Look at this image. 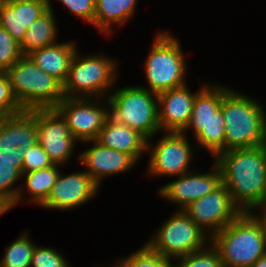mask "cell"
<instances>
[{"label": "cell", "instance_id": "obj_1", "mask_svg": "<svg viewBox=\"0 0 266 267\" xmlns=\"http://www.w3.org/2000/svg\"><path fill=\"white\" fill-rule=\"evenodd\" d=\"M222 183L242 212L266 205V144L219 153Z\"/></svg>", "mask_w": 266, "mask_h": 267}, {"label": "cell", "instance_id": "obj_2", "mask_svg": "<svg viewBox=\"0 0 266 267\" xmlns=\"http://www.w3.org/2000/svg\"><path fill=\"white\" fill-rule=\"evenodd\" d=\"M225 151L266 144V116L262 107L245 95L223 88Z\"/></svg>", "mask_w": 266, "mask_h": 267}, {"label": "cell", "instance_id": "obj_3", "mask_svg": "<svg viewBox=\"0 0 266 267\" xmlns=\"http://www.w3.org/2000/svg\"><path fill=\"white\" fill-rule=\"evenodd\" d=\"M250 212H242L211 237L224 267H251L266 254V238L260 222Z\"/></svg>", "mask_w": 266, "mask_h": 267}, {"label": "cell", "instance_id": "obj_4", "mask_svg": "<svg viewBox=\"0 0 266 267\" xmlns=\"http://www.w3.org/2000/svg\"><path fill=\"white\" fill-rule=\"evenodd\" d=\"M23 110L55 108L65 97L63 84L23 55L6 71Z\"/></svg>", "mask_w": 266, "mask_h": 267}, {"label": "cell", "instance_id": "obj_5", "mask_svg": "<svg viewBox=\"0 0 266 267\" xmlns=\"http://www.w3.org/2000/svg\"><path fill=\"white\" fill-rule=\"evenodd\" d=\"M155 98L156 93L142 86L121 88L107 99L111 108L109 116L149 140L160 131L158 99L155 102Z\"/></svg>", "mask_w": 266, "mask_h": 267}, {"label": "cell", "instance_id": "obj_6", "mask_svg": "<svg viewBox=\"0 0 266 267\" xmlns=\"http://www.w3.org/2000/svg\"><path fill=\"white\" fill-rule=\"evenodd\" d=\"M179 41L168 33H159L146 59L149 91L159 94L185 85V60Z\"/></svg>", "mask_w": 266, "mask_h": 267}, {"label": "cell", "instance_id": "obj_7", "mask_svg": "<svg viewBox=\"0 0 266 267\" xmlns=\"http://www.w3.org/2000/svg\"><path fill=\"white\" fill-rule=\"evenodd\" d=\"M78 58V53L75 52L67 79L63 84L65 97L89 98L92 95L100 96L107 88L112 86L117 76L114 61L104 56ZM78 92L79 94L81 92V94L79 95Z\"/></svg>", "mask_w": 266, "mask_h": 267}, {"label": "cell", "instance_id": "obj_8", "mask_svg": "<svg viewBox=\"0 0 266 267\" xmlns=\"http://www.w3.org/2000/svg\"><path fill=\"white\" fill-rule=\"evenodd\" d=\"M205 233L185 211L181 210L173 214L146 245L165 258L179 259L206 247Z\"/></svg>", "mask_w": 266, "mask_h": 267}, {"label": "cell", "instance_id": "obj_9", "mask_svg": "<svg viewBox=\"0 0 266 267\" xmlns=\"http://www.w3.org/2000/svg\"><path fill=\"white\" fill-rule=\"evenodd\" d=\"M183 211L205 232L209 238L236 219L242 211L233 202L231 193L222 183L218 188L188 205Z\"/></svg>", "mask_w": 266, "mask_h": 267}, {"label": "cell", "instance_id": "obj_10", "mask_svg": "<svg viewBox=\"0 0 266 267\" xmlns=\"http://www.w3.org/2000/svg\"><path fill=\"white\" fill-rule=\"evenodd\" d=\"M27 147H16L13 139V115L0 117V198L11 207L19 203L21 189L12 185L22 176L24 153ZM13 189V190H12Z\"/></svg>", "mask_w": 266, "mask_h": 267}, {"label": "cell", "instance_id": "obj_11", "mask_svg": "<svg viewBox=\"0 0 266 267\" xmlns=\"http://www.w3.org/2000/svg\"><path fill=\"white\" fill-rule=\"evenodd\" d=\"M91 101L89 98L64 97L55 107L65 119L70 133L79 141L97 140L109 117V111Z\"/></svg>", "mask_w": 266, "mask_h": 267}, {"label": "cell", "instance_id": "obj_12", "mask_svg": "<svg viewBox=\"0 0 266 267\" xmlns=\"http://www.w3.org/2000/svg\"><path fill=\"white\" fill-rule=\"evenodd\" d=\"M38 143L53 164L65 163L73 151L76 139L65 119L55 108L37 109Z\"/></svg>", "mask_w": 266, "mask_h": 267}, {"label": "cell", "instance_id": "obj_13", "mask_svg": "<svg viewBox=\"0 0 266 267\" xmlns=\"http://www.w3.org/2000/svg\"><path fill=\"white\" fill-rule=\"evenodd\" d=\"M192 151L185 133L168 132L152 148L149 173L153 175H183L189 171Z\"/></svg>", "mask_w": 266, "mask_h": 267}, {"label": "cell", "instance_id": "obj_14", "mask_svg": "<svg viewBox=\"0 0 266 267\" xmlns=\"http://www.w3.org/2000/svg\"><path fill=\"white\" fill-rule=\"evenodd\" d=\"M222 184L220 167L215 162V169L205 174L187 172L178 180L166 184L160 194L171 202H175L184 210L188 205L214 191Z\"/></svg>", "mask_w": 266, "mask_h": 267}, {"label": "cell", "instance_id": "obj_15", "mask_svg": "<svg viewBox=\"0 0 266 267\" xmlns=\"http://www.w3.org/2000/svg\"><path fill=\"white\" fill-rule=\"evenodd\" d=\"M98 187L86 171L65 177L59 172L47 200L41 206L51 209L78 207L94 196Z\"/></svg>", "mask_w": 266, "mask_h": 267}, {"label": "cell", "instance_id": "obj_16", "mask_svg": "<svg viewBox=\"0 0 266 267\" xmlns=\"http://www.w3.org/2000/svg\"><path fill=\"white\" fill-rule=\"evenodd\" d=\"M49 10V0H0V26L19 44L33 22Z\"/></svg>", "mask_w": 266, "mask_h": 267}, {"label": "cell", "instance_id": "obj_17", "mask_svg": "<svg viewBox=\"0 0 266 267\" xmlns=\"http://www.w3.org/2000/svg\"><path fill=\"white\" fill-rule=\"evenodd\" d=\"M196 95L185 85L157 94L158 103L162 105L158 108L160 130L182 132L190 120Z\"/></svg>", "mask_w": 266, "mask_h": 267}, {"label": "cell", "instance_id": "obj_18", "mask_svg": "<svg viewBox=\"0 0 266 267\" xmlns=\"http://www.w3.org/2000/svg\"><path fill=\"white\" fill-rule=\"evenodd\" d=\"M94 146L81 153L79 159L87 166V173L100 186L101 178L129 170L136 161L128 154L106 147L93 140Z\"/></svg>", "mask_w": 266, "mask_h": 267}, {"label": "cell", "instance_id": "obj_19", "mask_svg": "<svg viewBox=\"0 0 266 267\" xmlns=\"http://www.w3.org/2000/svg\"><path fill=\"white\" fill-rule=\"evenodd\" d=\"M97 141L102 145L130 155L136 162L144 150L151 144L138 131L123 125L110 116L101 129Z\"/></svg>", "mask_w": 266, "mask_h": 267}, {"label": "cell", "instance_id": "obj_20", "mask_svg": "<svg viewBox=\"0 0 266 267\" xmlns=\"http://www.w3.org/2000/svg\"><path fill=\"white\" fill-rule=\"evenodd\" d=\"M76 51L74 43H55L35 49L27 56L38 67L64 84Z\"/></svg>", "mask_w": 266, "mask_h": 267}, {"label": "cell", "instance_id": "obj_21", "mask_svg": "<svg viewBox=\"0 0 266 267\" xmlns=\"http://www.w3.org/2000/svg\"><path fill=\"white\" fill-rule=\"evenodd\" d=\"M222 100L223 87L214 86L210 88L205 85L203 89L197 92L190 120L182 133L188 128H192L196 136L215 117V113L221 109Z\"/></svg>", "mask_w": 266, "mask_h": 267}, {"label": "cell", "instance_id": "obj_22", "mask_svg": "<svg viewBox=\"0 0 266 267\" xmlns=\"http://www.w3.org/2000/svg\"><path fill=\"white\" fill-rule=\"evenodd\" d=\"M137 0H95L93 25L109 33L111 23L122 25L135 12Z\"/></svg>", "mask_w": 266, "mask_h": 267}, {"label": "cell", "instance_id": "obj_23", "mask_svg": "<svg viewBox=\"0 0 266 267\" xmlns=\"http://www.w3.org/2000/svg\"><path fill=\"white\" fill-rule=\"evenodd\" d=\"M56 26L49 0V10L33 22L20 43L23 55L29 54L35 49L55 44Z\"/></svg>", "mask_w": 266, "mask_h": 267}, {"label": "cell", "instance_id": "obj_24", "mask_svg": "<svg viewBox=\"0 0 266 267\" xmlns=\"http://www.w3.org/2000/svg\"><path fill=\"white\" fill-rule=\"evenodd\" d=\"M57 166L54 164L48 168L22 174L26 175V186L31 193L32 201L42 205L47 200L60 172Z\"/></svg>", "mask_w": 266, "mask_h": 267}, {"label": "cell", "instance_id": "obj_25", "mask_svg": "<svg viewBox=\"0 0 266 267\" xmlns=\"http://www.w3.org/2000/svg\"><path fill=\"white\" fill-rule=\"evenodd\" d=\"M13 139L17 148H30L38 142L37 109L13 114Z\"/></svg>", "mask_w": 266, "mask_h": 267}, {"label": "cell", "instance_id": "obj_26", "mask_svg": "<svg viewBox=\"0 0 266 267\" xmlns=\"http://www.w3.org/2000/svg\"><path fill=\"white\" fill-rule=\"evenodd\" d=\"M198 143L217 156L225 152V120L220 109L215 117L195 136Z\"/></svg>", "mask_w": 266, "mask_h": 267}, {"label": "cell", "instance_id": "obj_27", "mask_svg": "<svg viewBox=\"0 0 266 267\" xmlns=\"http://www.w3.org/2000/svg\"><path fill=\"white\" fill-rule=\"evenodd\" d=\"M34 248L35 245L30 242L25 233L5 248L6 253L0 267H30Z\"/></svg>", "mask_w": 266, "mask_h": 267}, {"label": "cell", "instance_id": "obj_28", "mask_svg": "<svg viewBox=\"0 0 266 267\" xmlns=\"http://www.w3.org/2000/svg\"><path fill=\"white\" fill-rule=\"evenodd\" d=\"M23 56L20 44L0 26V71H7Z\"/></svg>", "mask_w": 266, "mask_h": 267}, {"label": "cell", "instance_id": "obj_29", "mask_svg": "<svg viewBox=\"0 0 266 267\" xmlns=\"http://www.w3.org/2000/svg\"><path fill=\"white\" fill-rule=\"evenodd\" d=\"M211 249L203 248L181 257L177 267H224L217 249L210 244Z\"/></svg>", "mask_w": 266, "mask_h": 267}, {"label": "cell", "instance_id": "obj_30", "mask_svg": "<svg viewBox=\"0 0 266 267\" xmlns=\"http://www.w3.org/2000/svg\"><path fill=\"white\" fill-rule=\"evenodd\" d=\"M170 260L171 259L157 254L147 245L124 259L128 267H174Z\"/></svg>", "mask_w": 266, "mask_h": 267}, {"label": "cell", "instance_id": "obj_31", "mask_svg": "<svg viewBox=\"0 0 266 267\" xmlns=\"http://www.w3.org/2000/svg\"><path fill=\"white\" fill-rule=\"evenodd\" d=\"M23 111L16 100L10 80L5 71H0V117L8 116Z\"/></svg>", "mask_w": 266, "mask_h": 267}, {"label": "cell", "instance_id": "obj_32", "mask_svg": "<svg viewBox=\"0 0 266 267\" xmlns=\"http://www.w3.org/2000/svg\"><path fill=\"white\" fill-rule=\"evenodd\" d=\"M54 165L49 155L43 147L37 142L24 153L22 174L35 170L48 168Z\"/></svg>", "mask_w": 266, "mask_h": 267}, {"label": "cell", "instance_id": "obj_33", "mask_svg": "<svg viewBox=\"0 0 266 267\" xmlns=\"http://www.w3.org/2000/svg\"><path fill=\"white\" fill-rule=\"evenodd\" d=\"M30 267H69L68 262L52 248L36 247L32 253Z\"/></svg>", "mask_w": 266, "mask_h": 267}, {"label": "cell", "instance_id": "obj_34", "mask_svg": "<svg viewBox=\"0 0 266 267\" xmlns=\"http://www.w3.org/2000/svg\"><path fill=\"white\" fill-rule=\"evenodd\" d=\"M71 13L78 15L89 23L94 22L95 0H60Z\"/></svg>", "mask_w": 266, "mask_h": 267}, {"label": "cell", "instance_id": "obj_35", "mask_svg": "<svg viewBox=\"0 0 266 267\" xmlns=\"http://www.w3.org/2000/svg\"><path fill=\"white\" fill-rule=\"evenodd\" d=\"M262 207L264 209L263 213L261 214V216H255L256 219L260 222L261 226H262V229H263V232H264V235H265V238H266V205H262V206H259V207H256L254 208L257 209V208H260Z\"/></svg>", "mask_w": 266, "mask_h": 267}, {"label": "cell", "instance_id": "obj_36", "mask_svg": "<svg viewBox=\"0 0 266 267\" xmlns=\"http://www.w3.org/2000/svg\"><path fill=\"white\" fill-rule=\"evenodd\" d=\"M11 209V206L0 198V216Z\"/></svg>", "mask_w": 266, "mask_h": 267}, {"label": "cell", "instance_id": "obj_37", "mask_svg": "<svg viewBox=\"0 0 266 267\" xmlns=\"http://www.w3.org/2000/svg\"><path fill=\"white\" fill-rule=\"evenodd\" d=\"M251 267H266V254L259 258Z\"/></svg>", "mask_w": 266, "mask_h": 267}, {"label": "cell", "instance_id": "obj_38", "mask_svg": "<svg viewBox=\"0 0 266 267\" xmlns=\"http://www.w3.org/2000/svg\"><path fill=\"white\" fill-rule=\"evenodd\" d=\"M115 267H128V264L122 260L118 265H116Z\"/></svg>", "mask_w": 266, "mask_h": 267}]
</instances>
